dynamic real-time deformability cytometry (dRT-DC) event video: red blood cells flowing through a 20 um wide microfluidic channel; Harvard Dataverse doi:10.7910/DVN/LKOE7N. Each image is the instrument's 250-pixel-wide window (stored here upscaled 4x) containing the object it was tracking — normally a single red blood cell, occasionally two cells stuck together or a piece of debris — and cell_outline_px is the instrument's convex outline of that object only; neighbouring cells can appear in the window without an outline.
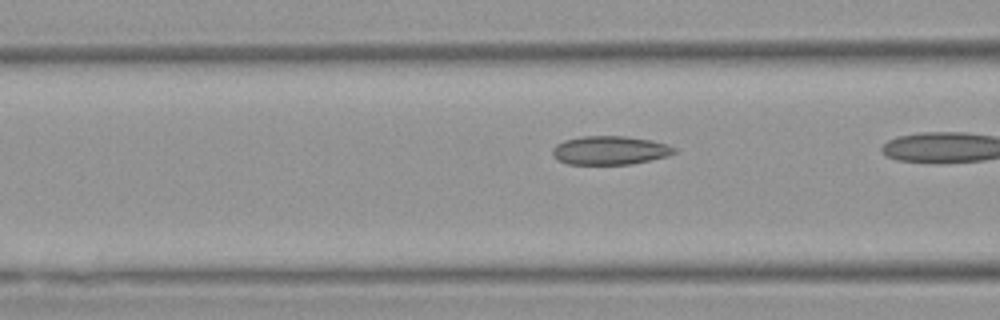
{"species": "Egyptian fruit bat (a non-hibernating species)", "species_latin": "Rousettus aegyptiacus", "temperature_condition": "warm", "stored_images_in_passage": 7, "camera_frame_rate_fps": 3000, "um_per_image_px": 0.085, "animal": {"sex": "female"}, "frame": {"image": 1, "passage_image": 6, "time_ms": 1.667, "image_size_px": [1000, 320], "cell_outline_px": [[676, 152], [668, 156], [632, 164], [568, 164], [556, 160], [552, 156], [552, 148], [556, 144], [564, 140], [580, 136], [624, 136], [652, 140], [668, 144], [676, 148]], "centroid_in_image_um": [51.82, 12.78], "position_along_channel_um": 114.8, "area_um2": 20.58}}